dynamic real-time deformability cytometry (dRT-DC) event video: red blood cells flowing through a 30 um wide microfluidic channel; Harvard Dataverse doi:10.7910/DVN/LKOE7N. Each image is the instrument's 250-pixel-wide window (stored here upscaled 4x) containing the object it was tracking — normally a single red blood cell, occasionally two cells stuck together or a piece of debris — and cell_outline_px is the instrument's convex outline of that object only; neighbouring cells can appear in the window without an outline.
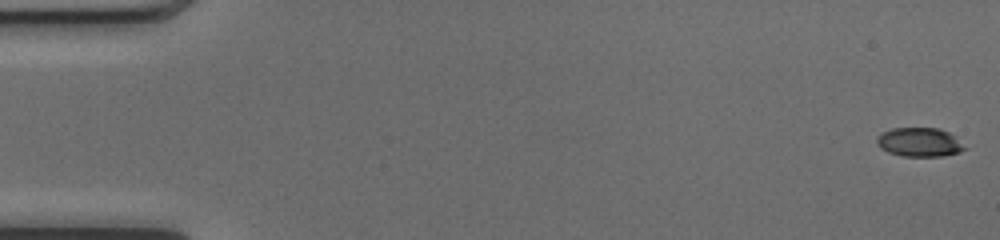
{"species": "common noctule bat (a hibernating species)", "species_latin": "Nyctalus noctula", "temperature_condition": "cold", "stored_images_in_passage": 51, "camera_frame_rate_fps": 3000, "um_per_image_px": 0.085, "animal": {"sex": "female", "body_mass_g": 17.0, "forearm_length_mm": 48.0}, "frame": {"image": 1, "passage_image": 1, "time_ms": 0.0, "image_size_px": [1000, 240], "cell_outline_px": [[968, 148], [960, 152], [944, 156], [904, 156], [888, 152], [880, 148], [876, 144], [876, 136], [880, 132], [892, 128], [940, 128], [948, 132]], "centroid_in_image_um": [78.12, 12.08], "position_along_channel_um": 6.9, "area_um2": 14.97}}
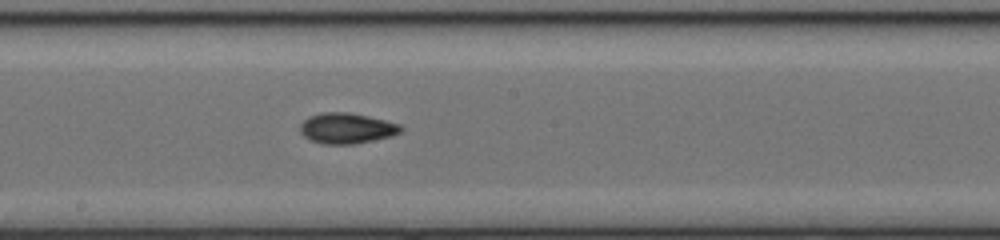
{"frame": {"image": 2, "passage_image": 28, "time_ms": 9.0, "image_size_px": [1000, 240], "cell_outline_px": [[404, 128], [400, 132], [392, 136], [352, 144], [324, 144], [308, 140], [300, 132], [300, 124], [308, 116], [320, 112], [348, 112], [368, 116], [400, 124]], "centroid_in_image_um": [29.44, 10.9], "position_along_channel_um": 218.8, "area_um2": 18.03}}
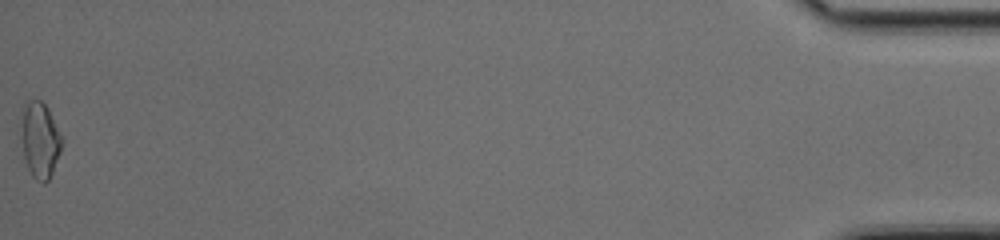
{"frame": {"image": 3, "passage_image": 51, "time_ms": 16.667, "image_size_px": [1000, 240], "cell_outline_px": [[64, 140], [60, 152], [52, 172], [48, 180], [44, 184], [36, 180], [32, 176], [28, 168], [24, 156], [20, 136], [20, 120], [24, 100], [40, 100], [48, 108]], "centroid_in_image_um": [3.37, 11.86], "position_along_channel_um": 431.8, "area_um2": 18.38}, "authors_computed_cell_mechanics": {"area_um2": 16.6464, "velocity_mm_per_s": 4.1449, "shape_relaxation_time_tau1_ms": 4.6162, "shape_relaxation_time_tau2_ms": 2.9979, "deformation_change_tau1": 0.1727, "deformation_change_tau2": 0.089}}